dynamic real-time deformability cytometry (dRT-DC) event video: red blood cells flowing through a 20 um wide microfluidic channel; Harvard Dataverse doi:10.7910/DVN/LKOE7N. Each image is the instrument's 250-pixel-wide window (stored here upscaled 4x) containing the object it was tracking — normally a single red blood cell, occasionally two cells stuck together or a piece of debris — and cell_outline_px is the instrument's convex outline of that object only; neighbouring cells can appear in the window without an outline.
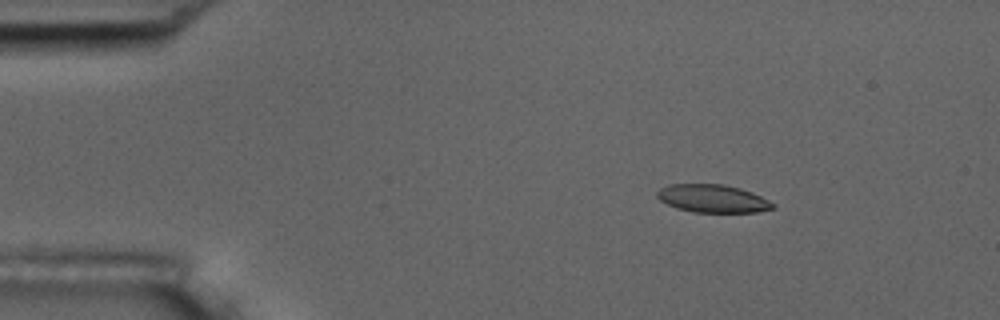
{"species": "common noctule bat (a hibernating species)", "species_latin": "Nyctalus noctula", "temperature_condition": "room temperature", "stored_images_in_passage": 5, "camera_frame_rate_fps": 3000, "um_per_image_px": 0.085, "animal": {"sex": "male", "body_mass_g": 17.5, "forearm_length_mm": 52.3}, "frame": {"image": 1, "passage_image": 3, "time_ms": 2.0, "image_size_px": [1000, 320], "cell_outline_px": [[776, 208], [756, 212], [692, 212], [676, 208], [660, 200], [656, 196], [656, 192], [660, 188], [668, 184], [724, 184], [740, 188], [752, 192], [776, 204]], "centroid_in_image_um": [60.58, 16.87], "position_along_channel_um": 24.4, "area_um2": 18.96}}